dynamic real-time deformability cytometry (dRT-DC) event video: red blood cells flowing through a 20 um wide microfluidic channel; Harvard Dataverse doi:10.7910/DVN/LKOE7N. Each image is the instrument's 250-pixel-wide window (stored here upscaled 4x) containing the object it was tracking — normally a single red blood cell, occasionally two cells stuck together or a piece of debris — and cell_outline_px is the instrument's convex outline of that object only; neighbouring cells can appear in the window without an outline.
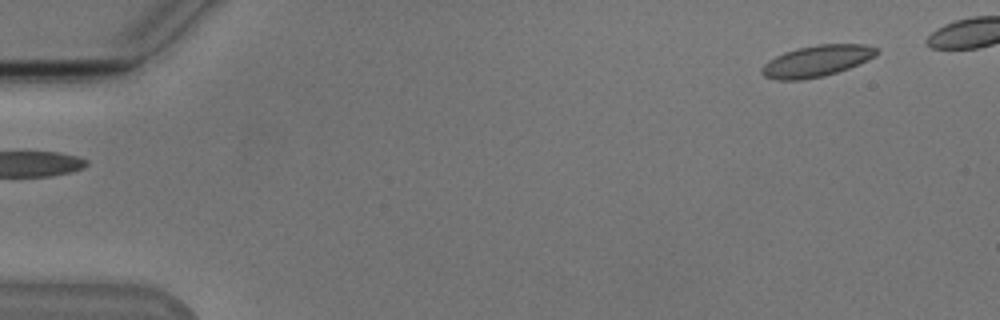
{"species": "Egyptian fruit bat (a non-hibernating species)", "species_latin": "Rousettus aegyptiacus", "temperature_condition": "cold", "stored_images_in_passage": 45, "camera_frame_rate_fps": 3000, "um_per_image_px": 0.085, "animal": {"sex": "male"}, "frame": {"image": 1, "passage_image": 1, "time_ms": 0.0, "image_size_px": [1000, 320], "cell_outline_px": [[880, 52], [876, 56], [860, 64], [824, 76], [800, 80], [776, 80], [764, 76], [760, 72], [760, 68], [768, 60], [784, 52], [816, 44], [864, 44], [880, 48]], "centroid_in_image_um": [69.44, 5.18], "position_along_channel_um": 15.6, "area_um2": 21.15}}
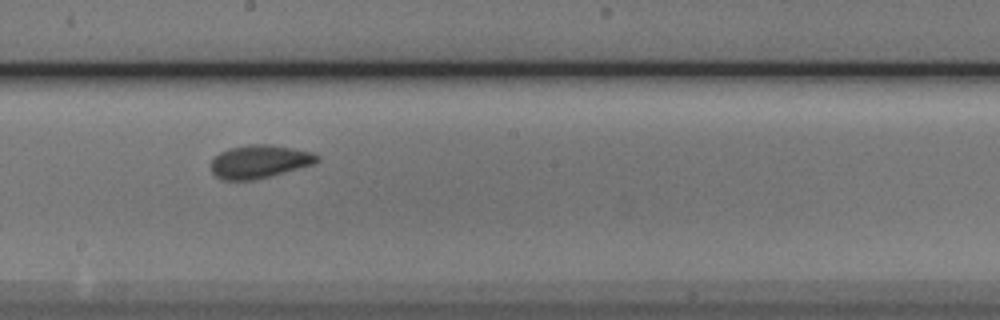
{"frame": {"image": 2, "passage_image": 27, "time_ms": 8.667, "image_size_px": [1000, 320], "cell_outline_px": [[320, 160], [316, 164], [252, 180], [224, 180], [216, 176], [212, 172], [212, 160], [220, 152], [228, 148], [248, 144], [272, 144], [312, 152], [320, 156]], "centroid_in_image_um": [22.09, 13.72], "position_along_channel_um": 226.1, "area_um2": 20.52}}
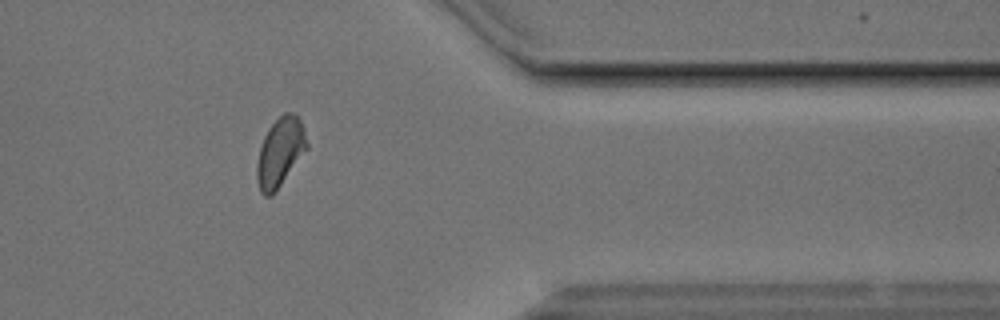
{"frame": {"image": 3, "passage_image": 41, "time_ms": 13.333, "image_size_px": [1000, 320], "cell_outline_px": [[308, 148], [272, 196], [264, 196], [260, 192], [256, 180], [256, 164], [260, 148], [264, 136], [268, 128], [284, 112], [292, 112], [300, 120], [304, 128], [308, 144]], "centroid_in_image_um": [23.8, 12.95], "position_along_channel_um": 387.6, "area_um2": 20.06}}